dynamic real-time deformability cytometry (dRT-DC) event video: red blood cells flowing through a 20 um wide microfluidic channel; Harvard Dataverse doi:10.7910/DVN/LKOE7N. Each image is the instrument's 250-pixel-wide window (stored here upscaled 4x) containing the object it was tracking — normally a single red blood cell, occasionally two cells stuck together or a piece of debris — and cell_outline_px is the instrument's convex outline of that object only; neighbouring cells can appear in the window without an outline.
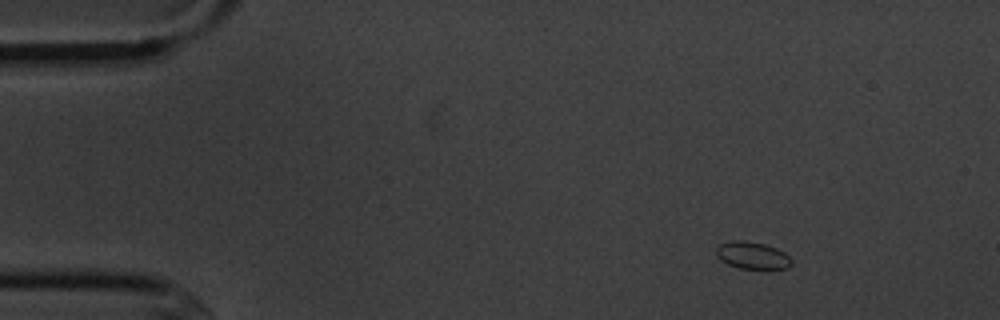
{"species": "common noctule bat (a hibernating species)", "species_latin": "Nyctalus noctula", "temperature_condition": "cold", "stored_images_in_passage": 5, "camera_frame_rate_fps": 3000, "um_per_image_px": 0.085, "animal": {"sex": "male", "body_mass_g": 20.1, "forearm_length_mm": 53.5}, "frame": {"image": 1, "passage_image": 1, "time_ms": 0.0, "image_size_px": [1000, 320], "cell_outline_px": [[792, 264], [788, 268], [764, 272], [740, 268], [728, 264], [720, 260], [716, 256], [716, 248], [720, 244], [732, 240], [744, 240], [764, 244], [776, 248], [784, 252], [792, 260]], "centroid_in_image_um": [63.99, 21.76], "position_along_channel_um": 21.0, "area_um2": 12.54}}
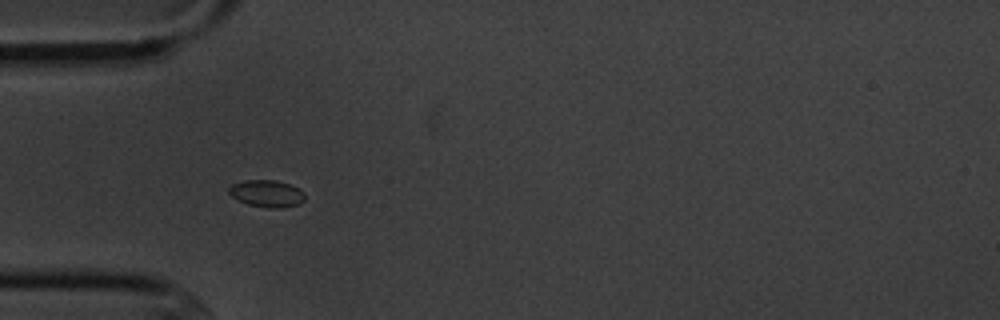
{"frame": {"image": 2, "passage_image": 4, "time_ms": 3.333, "image_size_px": [1000, 320], "cell_outline_px": [[304, 200], [300, 204], [280, 208], [268, 208], [248, 204], [232, 196], [228, 192], [228, 188], [232, 184], [244, 180], [276, 180], [288, 184], [304, 192]], "centroid_in_image_um": [22.67, 16.45], "position_along_channel_um": 62.3, "area_um2": 11.85}}
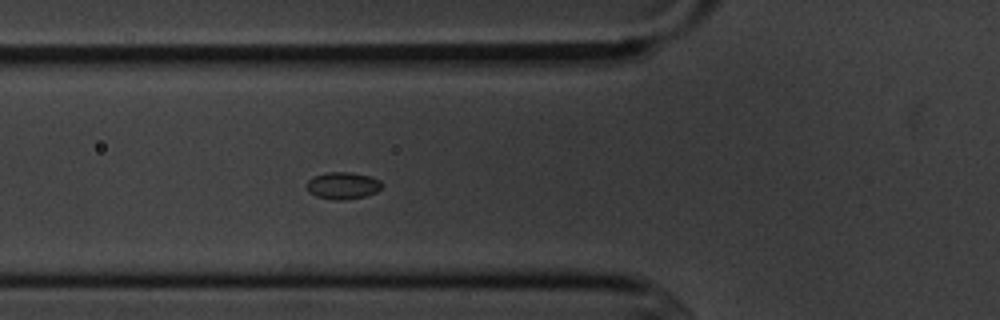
{"frame": {"image": 3, "passage_image": 5, "time_ms": 4.333, "image_size_px": [1000, 320], "cell_outline_px": [[384, 184], [376, 192], [364, 196], [344, 200], [336, 200], [316, 196], [308, 192], [308, 180], [312, 176], [324, 172], [352, 172], [372, 176], [380, 180]], "centroid_in_image_um": [29.15, 15.75], "position_along_channel_um": 96.6, "area_um2": 11.96}}